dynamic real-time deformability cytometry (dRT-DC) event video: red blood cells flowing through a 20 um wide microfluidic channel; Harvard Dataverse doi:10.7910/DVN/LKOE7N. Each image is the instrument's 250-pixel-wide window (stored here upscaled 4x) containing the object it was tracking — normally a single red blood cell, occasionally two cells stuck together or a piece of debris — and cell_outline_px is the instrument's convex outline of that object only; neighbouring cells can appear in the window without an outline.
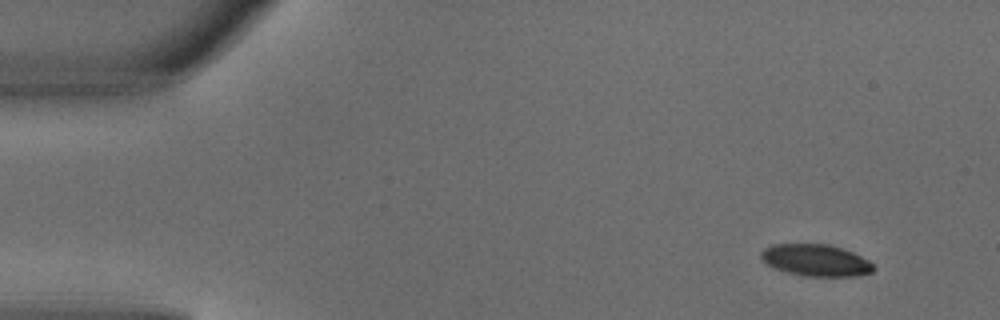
{"species": "common noctule bat (a hibernating species)", "species_latin": "Nyctalus noctula", "temperature_condition": "warm", "stored_images_in_passage": 4, "segment_of_instrument_passage": [1, 2], "camera_frame_rate_fps": 3000, "um_per_image_px": 0.085, "animal": {"sex": "male", "body_mass_g": 18.8}, "frame": {"image": 1, "passage_image": 1, "time_ms": 0.0, "image_size_px": [1000, 320], "cell_outline_px": [[876, 268], [872, 272], [856, 276], [808, 276], [788, 272], [772, 268], [764, 264], [760, 256], [760, 252], [764, 248], [772, 244], [828, 244], [852, 252], [868, 260]], "centroid_in_image_um": [69.3, 22.12], "position_along_channel_um": 15.7, "area_um2": 20.87}}